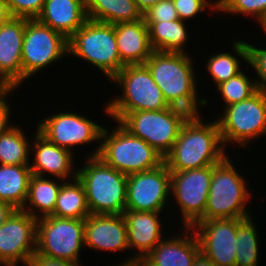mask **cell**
Listing matches in <instances>:
<instances>
[{
    "label": "cell",
    "instance_id": "cell-11",
    "mask_svg": "<svg viewBox=\"0 0 266 266\" xmlns=\"http://www.w3.org/2000/svg\"><path fill=\"white\" fill-rule=\"evenodd\" d=\"M118 123L131 135L152 146L165 157L178 139L183 126L168 107L156 111H135L125 114Z\"/></svg>",
    "mask_w": 266,
    "mask_h": 266
},
{
    "label": "cell",
    "instance_id": "cell-14",
    "mask_svg": "<svg viewBox=\"0 0 266 266\" xmlns=\"http://www.w3.org/2000/svg\"><path fill=\"white\" fill-rule=\"evenodd\" d=\"M37 218L16 209L0 226V265L27 266L36 252Z\"/></svg>",
    "mask_w": 266,
    "mask_h": 266
},
{
    "label": "cell",
    "instance_id": "cell-40",
    "mask_svg": "<svg viewBox=\"0 0 266 266\" xmlns=\"http://www.w3.org/2000/svg\"><path fill=\"white\" fill-rule=\"evenodd\" d=\"M14 89H11L1 100H0V135L4 133L9 127L13 124L9 123L10 110H12L6 100V97L9 96ZM8 95V96H7Z\"/></svg>",
    "mask_w": 266,
    "mask_h": 266
},
{
    "label": "cell",
    "instance_id": "cell-45",
    "mask_svg": "<svg viewBox=\"0 0 266 266\" xmlns=\"http://www.w3.org/2000/svg\"><path fill=\"white\" fill-rule=\"evenodd\" d=\"M207 1V0H206ZM228 0H215L214 2L211 0V6L214 10L218 12L222 9V7L227 3Z\"/></svg>",
    "mask_w": 266,
    "mask_h": 266
},
{
    "label": "cell",
    "instance_id": "cell-2",
    "mask_svg": "<svg viewBox=\"0 0 266 266\" xmlns=\"http://www.w3.org/2000/svg\"><path fill=\"white\" fill-rule=\"evenodd\" d=\"M77 171L90 214L122 215L126 210L127 175L113 169L97 156H87Z\"/></svg>",
    "mask_w": 266,
    "mask_h": 266
},
{
    "label": "cell",
    "instance_id": "cell-10",
    "mask_svg": "<svg viewBox=\"0 0 266 266\" xmlns=\"http://www.w3.org/2000/svg\"><path fill=\"white\" fill-rule=\"evenodd\" d=\"M192 62L187 52L154 51L144 63L167 104L175 97L197 89Z\"/></svg>",
    "mask_w": 266,
    "mask_h": 266
},
{
    "label": "cell",
    "instance_id": "cell-22",
    "mask_svg": "<svg viewBox=\"0 0 266 266\" xmlns=\"http://www.w3.org/2000/svg\"><path fill=\"white\" fill-rule=\"evenodd\" d=\"M36 19L69 39L87 21L85 0H45Z\"/></svg>",
    "mask_w": 266,
    "mask_h": 266
},
{
    "label": "cell",
    "instance_id": "cell-32",
    "mask_svg": "<svg viewBox=\"0 0 266 266\" xmlns=\"http://www.w3.org/2000/svg\"><path fill=\"white\" fill-rule=\"evenodd\" d=\"M232 46L236 56L241 57L243 61L255 69L260 78L255 79L257 88L266 93V48L258 49L254 45L249 44V42L241 40L234 41Z\"/></svg>",
    "mask_w": 266,
    "mask_h": 266
},
{
    "label": "cell",
    "instance_id": "cell-30",
    "mask_svg": "<svg viewBox=\"0 0 266 266\" xmlns=\"http://www.w3.org/2000/svg\"><path fill=\"white\" fill-rule=\"evenodd\" d=\"M259 236L252 217L238 218L237 251L235 266H257Z\"/></svg>",
    "mask_w": 266,
    "mask_h": 266
},
{
    "label": "cell",
    "instance_id": "cell-36",
    "mask_svg": "<svg viewBox=\"0 0 266 266\" xmlns=\"http://www.w3.org/2000/svg\"><path fill=\"white\" fill-rule=\"evenodd\" d=\"M13 17L35 19L41 13L45 0H6Z\"/></svg>",
    "mask_w": 266,
    "mask_h": 266
},
{
    "label": "cell",
    "instance_id": "cell-21",
    "mask_svg": "<svg viewBox=\"0 0 266 266\" xmlns=\"http://www.w3.org/2000/svg\"><path fill=\"white\" fill-rule=\"evenodd\" d=\"M34 137L35 141L31 150L33 152L35 151V159L32 165L30 164L33 175L45 177L44 174L48 173L59 178L61 181H67L65 179L77 177V171L71 172L75 163L73 161L74 154L70 150L49 142L38 132L37 128Z\"/></svg>",
    "mask_w": 266,
    "mask_h": 266
},
{
    "label": "cell",
    "instance_id": "cell-24",
    "mask_svg": "<svg viewBox=\"0 0 266 266\" xmlns=\"http://www.w3.org/2000/svg\"><path fill=\"white\" fill-rule=\"evenodd\" d=\"M32 175L30 165L0 164V200L22 209Z\"/></svg>",
    "mask_w": 266,
    "mask_h": 266
},
{
    "label": "cell",
    "instance_id": "cell-28",
    "mask_svg": "<svg viewBox=\"0 0 266 266\" xmlns=\"http://www.w3.org/2000/svg\"><path fill=\"white\" fill-rule=\"evenodd\" d=\"M63 182L57 195L52 216L59 218L86 219L90 215L82 182L76 177Z\"/></svg>",
    "mask_w": 266,
    "mask_h": 266
},
{
    "label": "cell",
    "instance_id": "cell-49",
    "mask_svg": "<svg viewBox=\"0 0 266 266\" xmlns=\"http://www.w3.org/2000/svg\"><path fill=\"white\" fill-rule=\"evenodd\" d=\"M9 91H0V100L8 93Z\"/></svg>",
    "mask_w": 266,
    "mask_h": 266
},
{
    "label": "cell",
    "instance_id": "cell-9",
    "mask_svg": "<svg viewBox=\"0 0 266 266\" xmlns=\"http://www.w3.org/2000/svg\"><path fill=\"white\" fill-rule=\"evenodd\" d=\"M68 54V39L35 19L25 18L22 83Z\"/></svg>",
    "mask_w": 266,
    "mask_h": 266
},
{
    "label": "cell",
    "instance_id": "cell-27",
    "mask_svg": "<svg viewBox=\"0 0 266 266\" xmlns=\"http://www.w3.org/2000/svg\"><path fill=\"white\" fill-rule=\"evenodd\" d=\"M185 24L186 22L180 19L166 22H146L153 50L160 52H186L184 45L189 41L187 40L189 35Z\"/></svg>",
    "mask_w": 266,
    "mask_h": 266
},
{
    "label": "cell",
    "instance_id": "cell-29",
    "mask_svg": "<svg viewBox=\"0 0 266 266\" xmlns=\"http://www.w3.org/2000/svg\"><path fill=\"white\" fill-rule=\"evenodd\" d=\"M23 132L20 126L12 125L0 135V164L30 165L28 151L32 145Z\"/></svg>",
    "mask_w": 266,
    "mask_h": 266
},
{
    "label": "cell",
    "instance_id": "cell-16",
    "mask_svg": "<svg viewBox=\"0 0 266 266\" xmlns=\"http://www.w3.org/2000/svg\"><path fill=\"white\" fill-rule=\"evenodd\" d=\"M192 228L201 251L216 266H235L238 219L199 220Z\"/></svg>",
    "mask_w": 266,
    "mask_h": 266
},
{
    "label": "cell",
    "instance_id": "cell-23",
    "mask_svg": "<svg viewBox=\"0 0 266 266\" xmlns=\"http://www.w3.org/2000/svg\"><path fill=\"white\" fill-rule=\"evenodd\" d=\"M116 43L125 65L144 64L154 52L145 19L114 24Z\"/></svg>",
    "mask_w": 266,
    "mask_h": 266
},
{
    "label": "cell",
    "instance_id": "cell-46",
    "mask_svg": "<svg viewBox=\"0 0 266 266\" xmlns=\"http://www.w3.org/2000/svg\"><path fill=\"white\" fill-rule=\"evenodd\" d=\"M263 31H265V34H266V13L265 15L263 16V18L259 21Z\"/></svg>",
    "mask_w": 266,
    "mask_h": 266
},
{
    "label": "cell",
    "instance_id": "cell-13",
    "mask_svg": "<svg viewBox=\"0 0 266 266\" xmlns=\"http://www.w3.org/2000/svg\"><path fill=\"white\" fill-rule=\"evenodd\" d=\"M171 174L166 164L127 176L126 210L162 212L170 196Z\"/></svg>",
    "mask_w": 266,
    "mask_h": 266
},
{
    "label": "cell",
    "instance_id": "cell-1",
    "mask_svg": "<svg viewBox=\"0 0 266 266\" xmlns=\"http://www.w3.org/2000/svg\"><path fill=\"white\" fill-rule=\"evenodd\" d=\"M182 126L178 139L164 157L169 171H186L213 166L226 156L217 120Z\"/></svg>",
    "mask_w": 266,
    "mask_h": 266
},
{
    "label": "cell",
    "instance_id": "cell-25",
    "mask_svg": "<svg viewBox=\"0 0 266 266\" xmlns=\"http://www.w3.org/2000/svg\"><path fill=\"white\" fill-rule=\"evenodd\" d=\"M87 19L111 24L143 19L135 0H85Z\"/></svg>",
    "mask_w": 266,
    "mask_h": 266
},
{
    "label": "cell",
    "instance_id": "cell-8",
    "mask_svg": "<svg viewBox=\"0 0 266 266\" xmlns=\"http://www.w3.org/2000/svg\"><path fill=\"white\" fill-rule=\"evenodd\" d=\"M85 219L45 216L37 220L36 252L79 263L84 246Z\"/></svg>",
    "mask_w": 266,
    "mask_h": 266
},
{
    "label": "cell",
    "instance_id": "cell-38",
    "mask_svg": "<svg viewBox=\"0 0 266 266\" xmlns=\"http://www.w3.org/2000/svg\"><path fill=\"white\" fill-rule=\"evenodd\" d=\"M173 4L179 19L182 21L194 18L208 7L213 10L211 2L206 0H173Z\"/></svg>",
    "mask_w": 266,
    "mask_h": 266
},
{
    "label": "cell",
    "instance_id": "cell-5",
    "mask_svg": "<svg viewBox=\"0 0 266 266\" xmlns=\"http://www.w3.org/2000/svg\"><path fill=\"white\" fill-rule=\"evenodd\" d=\"M68 54L90 62L108 79H112L125 64L116 43L114 24L87 21L68 39Z\"/></svg>",
    "mask_w": 266,
    "mask_h": 266
},
{
    "label": "cell",
    "instance_id": "cell-6",
    "mask_svg": "<svg viewBox=\"0 0 266 266\" xmlns=\"http://www.w3.org/2000/svg\"><path fill=\"white\" fill-rule=\"evenodd\" d=\"M229 157L212 166V180L204 216L200 220L248 218L247 201L251 194L246 181Z\"/></svg>",
    "mask_w": 266,
    "mask_h": 266
},
{
    "label": "cell",
    "instance_id": "cell-47",
    "mask_svg": "<svg viewBox=\"0 0 266 266\" xmlns=\"http://www.w3.org/2000/svg\"><path fill=\"white\" fill-rule=\"evenodd\" d=\"M11 89L0 79V91H10Z\"/></svg>",
    "mask_w": 266,
    "mask_h": 266
},
{
    "label": "cell",
    "instance_id": "cell-44",
    "mask_svg": "<svg viewBox=\"0 0 266 266\" xmlns=\"http://www.w3.org/2000/svg\"><path fill=\"white\" fill-rule=\"evenodd\" d=\"M162 0H135L138 9L144 14L153 5L159 3Z\"/></svg>",
    "mask_w": 266,
    "mask_h": 266
},
{
    "label": "cell",
    "instance_id": "cell-4",
    "mask_svg": "<svg viewBox=\"0 0 266 266\" xmlns=\"http://www.w3.org/2000/svg\"><path fill=\"white\" fill-rule=\"evenodd\" d=\"M110 81L117 83L122 96L111 99L105 111L118 122L125 114L135 111H156L168 107L160 88L144 64L125 65Z\"/></svg>",
    "mask_w": 266,
    "mask_h": 266
},
{
    "label": "cell",
    "instance_id": "cell-37",
    "mask_svg": "<svg viewBox=\"0 0 266 266\" xmlns=\"http://www.w3.org/2000/svg\"><path fill=\"white\" fill-rule=\"evenodd\" d=\"M145 22H166L179 19L173 0H162L143 14Z\"/></svg>",
    "mask_w": 266,
    "mask_h": 266
},
{
    "label": "cell",
    "instance_id": "cell-34",
    "mask_svg": "<svg viewBox=\"0 0 266 266\" xmlns=\"http://www.w3.org/2000/svg\"><path fill=\"white\" fill-rule=\"evenodd\" d=\"M240 59L228 52H220L209 57L208 62L205 64L209 76L213 78L216 86L220 83L227 81L231 77L236 76L240 70Z\"/></svg>",
    "mask_w": 266,
    "mask_h": 266
},
{
    "label": "cell",
    "instance_id": "cell-39",
    "mask_svg": "<svg viewBox=\"0 0 266 266\" xmlns=\"http://www.w3.org/2000/svg\"><path fill=\"white\" fill-rule=\"evenodd\" d=\"M79 265H80L79 263L48 257L35 252L33 256L30 258V261L27 266H79Z\"/></svg>",
    "mask_w": 266,
    "mask_h": 266
},
{
    "label": "cell",
    "instance_id": "cell-12",
    "mask_svg": "<svg viewBox=\"0 0 266 266\" xmlns=\"http://www.w3.org/2000/svg\"><path fill=\"white\" fill-rule=\"evenodd\" d=\"M170 174V193L180 207L184 223L182 226L192 227L204 216L212 180V166L170 171Z\"/></svg>",
    "mask_w": 266,
    "mask_h": 266
},
{
    "label": "cell",
    "instance_id": "cell-41",
    "mask_svg": "<svg viewBox=\"0 0 266 266\" xmlns=\"http://www.w3.org/2000/svg\"><path fill=\"white\" fill-rule=\"evenodd\" d=\"M15 210L11 204L0 200V226L8 220Z\"/></svg>",
    "mask_w": 266,
    "mask_h": 266
},
{
    "label": "cell",
    "instance_id": "cell-7",
    "mask_svg": "<svg viewBox=\"0 0 266 266\" xmlns=\"http://www.w3.org/2000/svg\"><path fill=\"white\" fill-rule=\"evenodd\" d=\"M216 120L224 147L229 142L247 147L252 139L266 134V93L257 90L248 99L226 106Z\"/></svg>",
    "mask_w": 266,
    "mask_h": 266
},
{
    "label": "cell",
    "instance_id": "cell-35",
    "mask_svg": "<svg viewBox=\"0 0 266 266\" xmlns=\"http://www.w3.org/2000/svg\"><path fill=\"white\" fill-rule=\"evenodd\" d=\"M252 15L260 21L266 13V0H228L219 12Z\"/></svg>",
    "mask_w": 266,
    "mask_h": 266
},
{
    "label": "cell",
    "instance_id": "cell-33",
    "mask_svg": "<svg viewBox=\"0 0 266 266\" xmlns=\"http://www.w3.org/2000/svg\"><path fill=\"white\" fill-rule=\"evenodd\" d=\"M197 93L196 89L189 94L177 96L168 103L169 111L183 125L202 122L198 116V109L200 104L204 106L207 101L203 98L199 99Z\"/></svg>",
    "mask_w": 266,
    "mask_h": 266
},
{
    "label": "cell",
    "instance_id": "cell-15",
    "mask_svg": "<svg viewBox=\"0 0 266 266\" xmlns=\"http://www.w3.org/2000/svg\"><path fill=\"white\" fill-rule=\"evenodd\" d=\"M103 125L74 112H60L37 125L38 132L49 142L72 152L74 146L99 142Z\"/></svg>",
    "mask_w": 266,
    "mask_h": 266
},
{
    "label": "cell",
    "instance_id": "cell-31",
    "mask_svg": "<svg viewBox=\"0 0 266 266\" xmlns=\"http://www.w3.org/2000/svg\"><path fill=\"white\" fill-rule=\"evenodd\" d=\"M246 75L242 70L236 76L217 85L216 88L225 103L224 107L248 99L258 90L256 81L250 80Z\"/></svg>",
    "mask_w": 266,
    "mask_h": 266
},
{
    "label": "cell",
    "instance_id": "cell-20",
    "mask_svg": "<svg viewBox=\"0 0 266 266\" xmlns=\"http://www.w3.org/2000/svg\"><path fill=\"white\" fill-rule=\"evenodd\" d=\"M180 237L163 238L139 263L141 266H193L201 251L192 227H185ZM193 233H192V232ZM190 233L189 237L188 234Z\"/></svg>",
    "mask_w": 266,
    "mask_h": 266
},
{
    "label": "cell",
    "instance_id": "cell-17",
    "mask_svg": "<svg viewBox=\"0 0 266 266\" xmlns=\"http://www.w3.org/2000/svg\"><path fill=\"white\" fill-rule=\"evenodd\" d=\"M24 32L23 17H12L0 27V79L14 90L22 84Z\"/></svg>",
    "mask_w": 266,
    "mask_h": 266
},
{
    "label": "cell",
    "instance_id": "cell-3",
    "mask_svg": "<svg viewBox=\"0 0 266 266\" xmlns=\"http://www.w3.org/2000/svg\"><path fill=\"white\" fill-rule=\"evenodd\" d=\"M111 131L103 128L101 144L90 156L99 157L104 163L125 175L149 171L164 163V157L144 140L131 135L118 122Z\"/></svg>",
    "mask_w": 266,
    "mask_h": 266
},
{
    "label": "cell",
    "instance_id": "cell-42",
    "mask_svg": "<svg viewBox=\"0 0 266 266\" xmlns=\"http://www.w3.org/2000/svg\"><path fill=\"white\" fill-rule=\"evenodd\" d=\"M12 17L6 0H0V27Z\"/></svg>",
    "mask_w": 266,
    "mask_h": 266
},
{
    "label": "cell",
    "instance_id": "cell-43",
    "mask_svg": "<svg viewBox=\"0 0 266 266\" xmlns=\"http://www.w3.org/2000/svg\"><path fill=\"white\" fill-rule=\"evenodd\" d=\"M193 266H216L202 251H200L193 263Z\"/></svg>",
    "mask_w": 266,
    "mask_h": 266
},
{
    "label": "cell",
    "instance_id": "cell-18",
    "mask_svg": "<svg viewBox=\"0 0 266 266\" xmlns=\"http://www.w3.org/2000/svg\"><path fill=\"white\" fill-rule=\"evenodd\" d=\"M84 246L95 250H129L123 215L90 214L85 219Z\"/></svg>",
    "mask_w": 266,
    "mask_h": 266
},
{
    "label": "cell",
    "instance_id": "cell-48",
    "mask_svg": "<svg viewBox=\"0 0 266 266\" xmlns=\"http://www.w3.org/2000/svg\"><path fill=\"white\" fill-rule=\"evenodd\" d=\"M118 266H141L139 262L129 263V264H123L121 263Z\"/></svg>",
    "mask_w": 266,
    "mask_h": 266
},
{
    "label": "cell",
    "instance_id": "cell-19",
    "mask_svg": "<svg viewBox=\"0 0 266 266\" xmlns=\"http://www.w3.org/2000/svg\"><path fill=\"white\" fill-rule=\"evenodd\" d=\"M122 215L127 225L129 248L137 249L123 264L140 262L163 239L160 212L125 210Z\"/></svg>",
    "mask_w": 266,
    "mask_h": 266
},
{
    "label": "cell",
    "instance_id": "cell-26",
    "mask_svg": "<svg viewBox=\"0 0 266 266\" xmlns=\"http://www.w3.org/2000/svg\"><path fill=\"white\" fill-rule=\"evenodd\" d=\"M63 182L62 180L61 183H57L52 179L50 180L45 177L32 175L27 198L21 210L37 219L51 215L54 212L57 195Z\"/></svg>",
    "mask_w": 266,
    "mask_h": 266
}]
</instances>
